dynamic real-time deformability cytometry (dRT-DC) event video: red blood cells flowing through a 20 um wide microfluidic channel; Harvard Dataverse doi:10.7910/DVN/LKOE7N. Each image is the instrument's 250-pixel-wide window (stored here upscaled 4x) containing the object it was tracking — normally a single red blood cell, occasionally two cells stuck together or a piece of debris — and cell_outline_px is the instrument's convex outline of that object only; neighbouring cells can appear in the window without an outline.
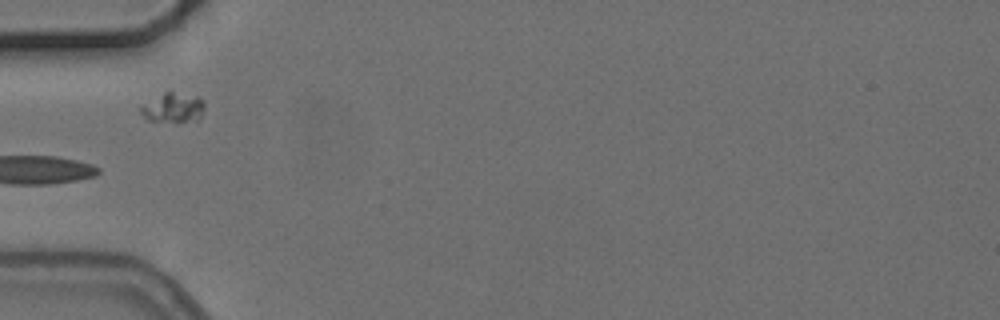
{"species": "common noctule bat (a hibernating species)", "species_latin": "Nyctalus noctula", "temperature_condition": "cold", "stored_images_in_passage": 8, "segment_of_instrument_passage": [2, 2], "camera_frame_rate_fps": 3000, "um_per_image_px": 0.085, "animal": {"sex": "female", "body_mass_g": 24.6, "forearm_length_mm": 56.2}, "frame": {"image": 1, "passage_image": 5, "time_ms": 4.667, "image_size_px": [1000, 320], "cell_outline_px": [[204, 108], [200, 116], [196, 120], [148, 120], [140, 112], [140, 108], [164, 92], [172, 92], [196, 96], [204, 100]], "centroid_in_image_um": [14.75, 9.13], "position_along_channel_um": 70.2, "area_um2": 10.35}}
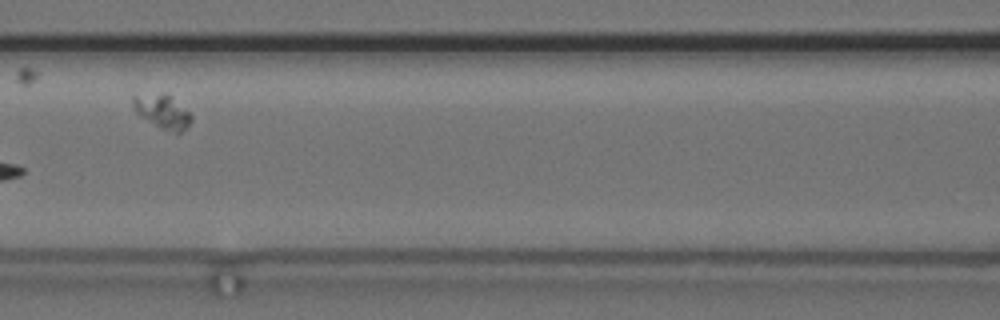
{"frame": {"image": 2, "passage_image": 7, "time_ms": 7.0, "image_size_px": [1000, 320], "cell_outline_px": [[192, 120], [180, 132], [176, 132], [160, 128], [140, 116], [136, 112], [132, 104], [132, 96], [164, 92], [188, 112], [192, 116]], "centroid_in_image_um": [13.75, 9.47], "position_along_channel_um": 152.8, "area_um2": 11.1}}
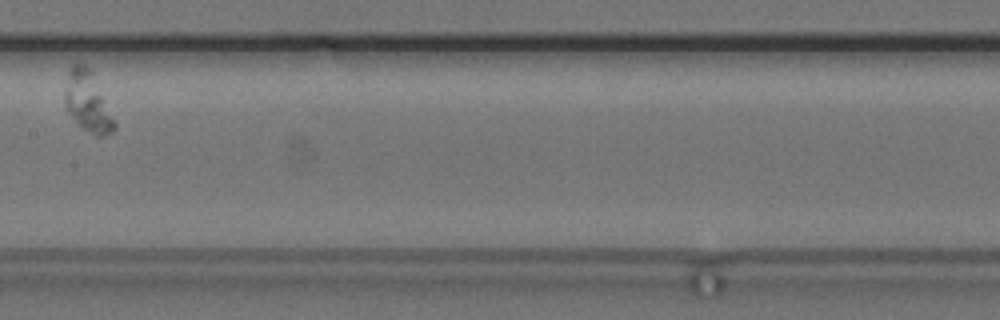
{"frame": {"image": 3, "passage_image": 8, "time_ms": 8.333, "image_size_px": [1000, 320], "cell_outline_px": [[116, 128], [112, 132], [104, 136], [96, 136], [84, 128], [76, 120], [64, 104], [64, 92], [68, 68], [72, 64], [84, 64], [92, 72], [116, 120]], "centroid_in_image_um": [7.47, 8.62], "position_along_channel_um": 199.9, "area_um2": 17.34}}